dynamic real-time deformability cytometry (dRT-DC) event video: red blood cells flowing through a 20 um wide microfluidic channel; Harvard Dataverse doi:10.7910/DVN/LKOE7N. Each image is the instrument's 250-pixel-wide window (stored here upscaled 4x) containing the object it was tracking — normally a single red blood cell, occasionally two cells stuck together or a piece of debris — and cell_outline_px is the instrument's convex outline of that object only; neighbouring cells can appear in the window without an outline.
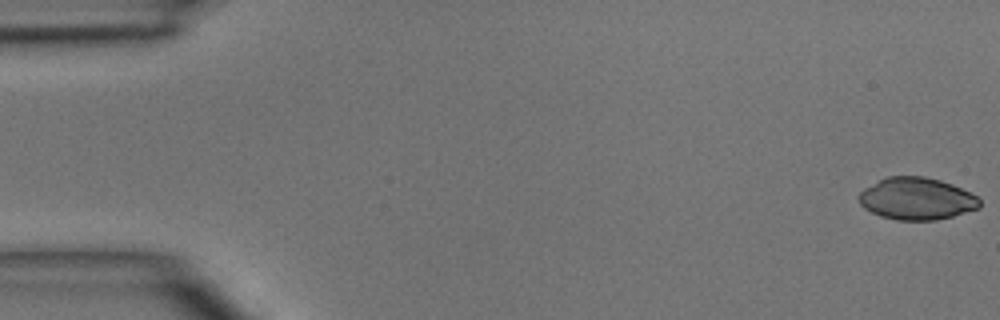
{"species": "common noctule bat (a hibernating species)", "species_latin": "Nyctalus noctula", "temperature_condition": "room temperature", "stored_images_in_passage": 4, "camera_frame_rate_fps": 3000, "um_per_image_px": 0.085, "animal": {"sex": "male", "body_mass_g": 15.6}, "frame": {"image": 1, "passage_image": 1, "time_ms": 0.0, "image_size_px": [1000, 320], "cell_outline_px": [[980, 208], [952, 216], [936, 220], [896, 220], [880, 216], [864, 208], [860, 204], [856, 196], [864, 188], [888, 176], [924, 176], [940, 180], [952, 184], [976, 196], [980, 200]], "centroid_in_image_um": [77.89, 16.89], "position_along_channel_um": 7.1, "area_um2": 29.65}}